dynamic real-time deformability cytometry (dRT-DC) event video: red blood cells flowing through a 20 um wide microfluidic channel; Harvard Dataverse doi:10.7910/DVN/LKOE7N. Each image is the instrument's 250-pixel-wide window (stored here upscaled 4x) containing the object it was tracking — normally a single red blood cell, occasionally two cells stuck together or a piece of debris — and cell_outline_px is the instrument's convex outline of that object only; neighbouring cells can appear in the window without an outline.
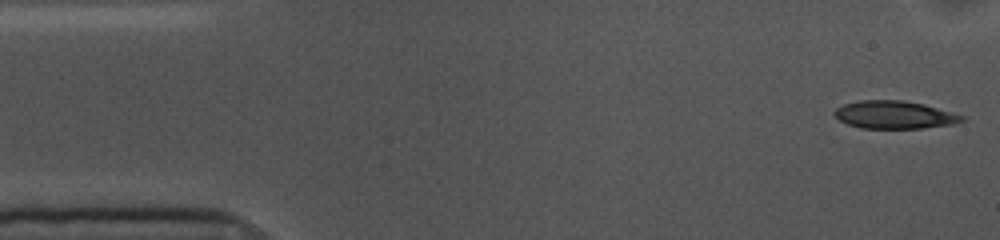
{"species": "common noctule bat (a hibernating species)", "species_latin": "Nyctalus noctula", "temperature_condition": "cold", "stored_images_in_passage": 54, "camera_frame_rate_fps": 3000, "um_per_image_px": 0.085, "animal": {"sex": "female", "body_mass_g": 10.0, "forearm_length_mm": 53.1}, "frame": {"image": 1, "passage_image": 1, "time_ms": 0.0, "image_size_px": [1000, 240], "cell_outline_px": [[964, 120], [952, 124], [920, 128], [860, 128], [848, 124], [840, 120], [832, 112], [836, 108], [844, 104], [860, 100], [904, 100], [924, 104], [964, 116]], "centroid_in_image_um": [75.99, 9.75], "position_along_channel_um": 9.0, "area_um2": 20.46}}
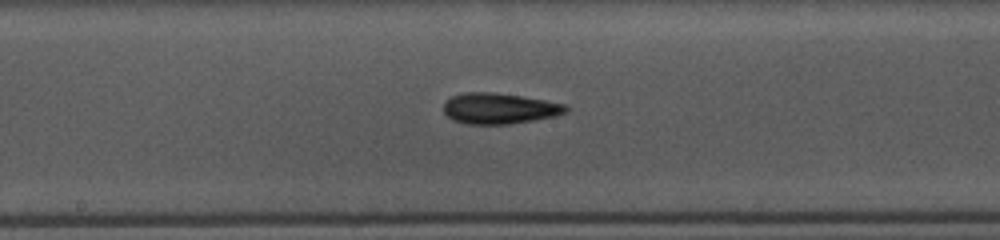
{"frame": {"image": 2, "passage_image": 26, "time_ms": 8.333, "image_size_px": [1000, 240], "cell_outline_px": [[568, 112], [556, 116], [508, 124], [464, 124], [452, 120], [444, 112], [444, 100], [452, 96], [464, 92], [492, 92], [520, 96], [568, 104]], "centroid_in_image_um": [42.43, 9.22], "position_along_channel_um": 205.8, "area_um2": 22.08}}
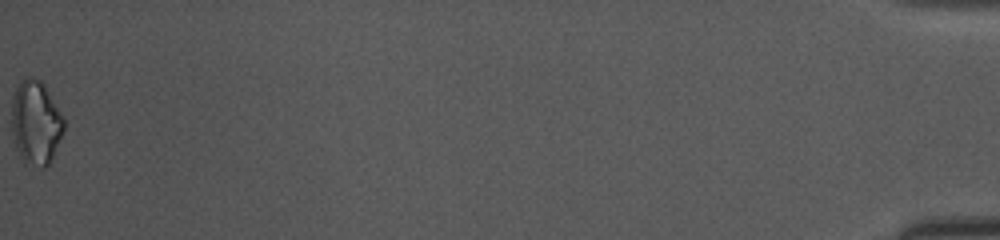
{"frame": {"image": 3, "passage_image": 54, "time_ms": 17.667, "image_size_px": [1000, 240], "cell_outline_px": [[64, 132], [52, 160], [44, 168], [24, 164], [16, 148], [12, 132], [12, 96], [20, 80], [28, 76], [32, 76], [40, 80], [44, 84], [64, 120]], "centroid_in_image_um": [3.03, 10.44], "position_along_channel_um": 432.2, "area_um2": 25.78}, "authors_computed_cell_mechanics": {"area_um2": 20.9525, "velocity_mm_per_s": 3.5789, "shape_relaxation_time_tau1_ms": 4.4697, "shape_relaxation_time_tau2_ms": 4.5107, "deformation_change_tau1": 0.1298, "deformation_change_tau2": 0.1371}}